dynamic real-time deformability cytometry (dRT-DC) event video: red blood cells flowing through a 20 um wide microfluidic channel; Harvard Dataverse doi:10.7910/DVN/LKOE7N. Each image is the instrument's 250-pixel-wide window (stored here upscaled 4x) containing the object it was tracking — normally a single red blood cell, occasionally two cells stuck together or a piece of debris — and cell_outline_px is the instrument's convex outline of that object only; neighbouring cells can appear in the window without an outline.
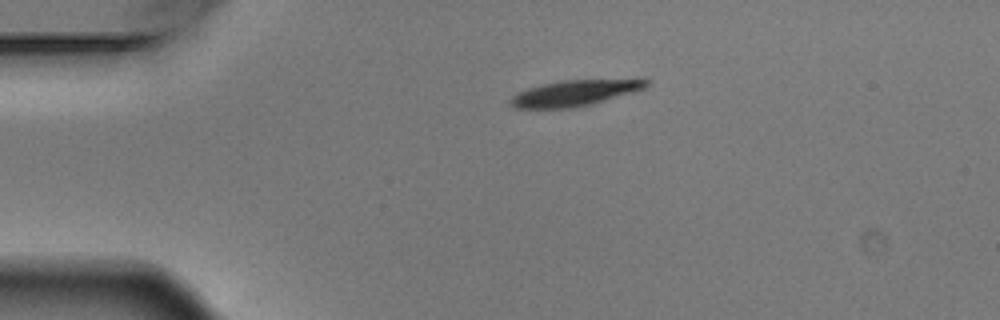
{"species": "Egyptian fruit bat (a non-hibernating species)", "species_latin": "Rousettus aegyptiacus", "temperature_condition": "warm", "stored_images_in_passage": 2, "camera_frame_rate_fps": 3000, "um_per_image_px": 0.085, "animal": {"sex": "male"}, "frame": {"image": 1, "passage_image": 1, "time_ms": 0.0, "image_size_px": [1000, 320], "cell_outline_px": [[648, 84], [644, 88], [632, 92], [588, 104], [568, 108], [516, 108], [508, 104], [508, 100], [512, 96], [528, 88], [540, 84], [560, 80], [648, 80]], "centroid_in_image_um": [48.72, 7.91], "position_along_channel_um": 36.3, "area_um2": 19.83}}